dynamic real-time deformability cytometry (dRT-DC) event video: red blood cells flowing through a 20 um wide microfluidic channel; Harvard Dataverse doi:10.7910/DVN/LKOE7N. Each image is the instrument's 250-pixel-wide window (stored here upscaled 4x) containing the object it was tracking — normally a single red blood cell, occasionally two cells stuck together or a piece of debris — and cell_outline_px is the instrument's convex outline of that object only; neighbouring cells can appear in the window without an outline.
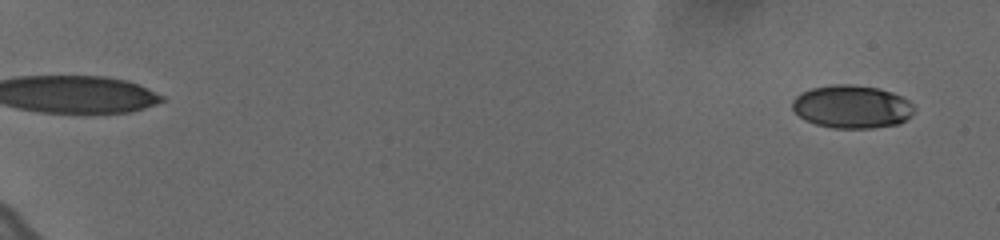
{"species": "human", "species_latin": "Homo sapiens", "temperature_condition": "cold", "stored_images_in_passage": 60, "camera_frame_rate_fps": 3000, "um_per_image_px": 0.085, "donor": {"sex": "female"}, "frame": {"image": 1, "passage_image": 3, "time_ms": 0.667, "image_size_px": [1000, 240], "cell_outline_px": [[916, 108], [912, 116], [900, 124], [872, 128], [832, 128], [816, 124], [804, 120], [792, 108], [792, 100], [800, 92], [812, 88], [832, 84], [852, 84], [880, 88], [892, 92], [908, 100]], "centroid_in_image_um": [72.43, 9.07], "position_along_channel_um": 12.6, "area_um2": 30.92}}
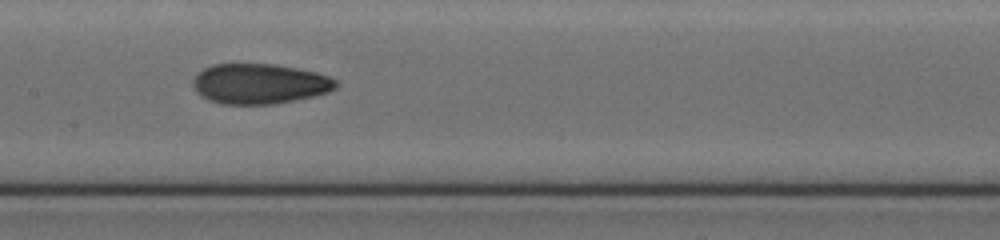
{"frame": {"image": 2, "passage_image": 34, "time_ms": 11.0, "image_size_px": [1000, 240], "cell_outline_px": [[336, 88], [328, 92], [312, 96], [272, 104], [224, 104], [208, 100], [200, 96], [196, 92], [192, 84], [192, 80], [196, 72], [212, 64], [276, 64], [316, 72], [328, 76], [336, 80]], "centroid_in_image_um": [22.0, 7.11], "position_along_channel_um": 185.4, "area_um2": 33.52}}
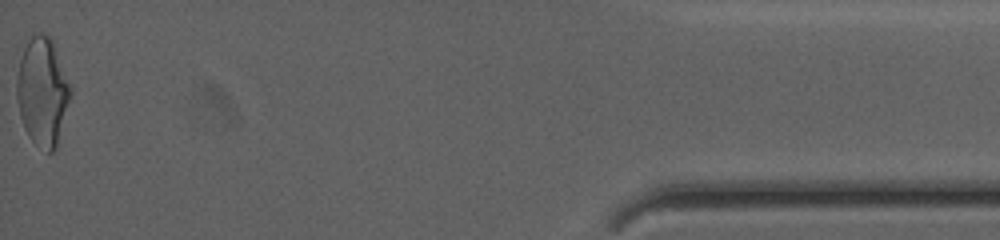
{"frame": {"image": 3, "passage_image": 60, "time_ms": 19.667, "image_size_px": [1000, 240], "cell_outline_px": [[72, 92], [56, 148], [52, 152], [48, 152], [32, 140], [28, 136], [24, 128], [20, 116], [16, 100], [16, 80], [20, 60], [24, 48], [32, 36], [36, 32], [40, 32], [48, 36], [52, 40], [72, 88]], "centroid_in_image_um": [3.61, 7.79], "position_along_channel_um": 431.6, "area_um2": 33.7}, "authors_computed_cell_mechanics": {"area_um2": 32.1079, "velocity_mm_per_s": 3.6466, "shape_relaxation_time_tau1_ms": 10.1033, "shape_relaxation_time_tau2_ms": 2.362, "deformation_change_tau1": 0.2086, "deformation_change_tau2": 0.0818}}